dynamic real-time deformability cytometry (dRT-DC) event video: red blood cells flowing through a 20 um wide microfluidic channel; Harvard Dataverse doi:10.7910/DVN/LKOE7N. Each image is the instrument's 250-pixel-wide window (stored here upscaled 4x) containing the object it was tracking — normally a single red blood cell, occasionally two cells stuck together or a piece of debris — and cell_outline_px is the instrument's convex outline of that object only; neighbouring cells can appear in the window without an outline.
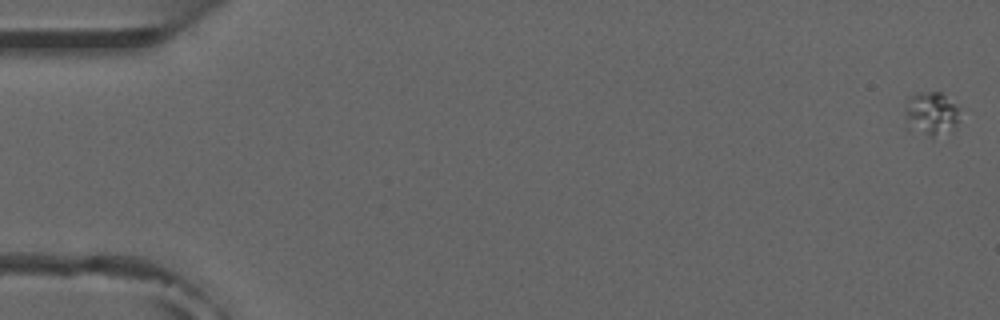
{"species": "common noctule bat (a hibernating species)", "species_latin": "Nyctalus noctula", "temperature_condition": "room temperature", "stored_images_in_passage": 54, "camera_frame_rate_fps": 3000, "um_per_image_px": 0.085, "animal": {"sex": "male", "forearm_length_mm": 52.5}, "frame": {"image": 1, "passage_image": 1, "time_ms": 0.0, "image_size_px": [1000, 320], "cell_outline_px": [[968, 108], [960, 120], [956, 124], [932, 136], [908, 128], [904, 112], [904, 108], [908, 96], [916, 92], [940, 92]], "centroid_in_image_um": [79.24, 9.55], "position_along_channel_um": 5.8, "area_um2": 14.45}}
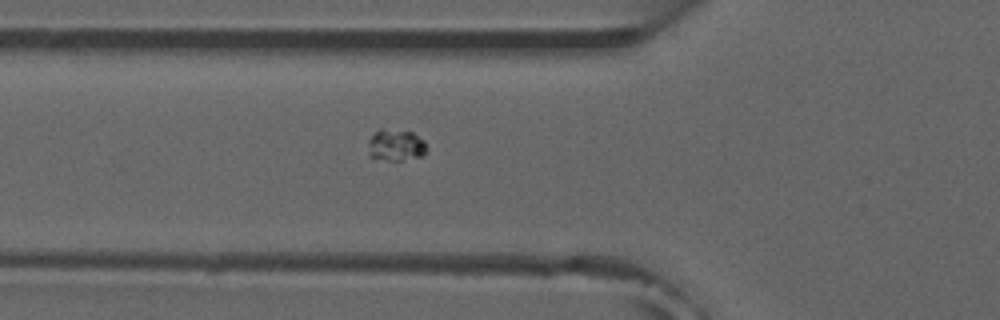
{"frame": {"image": 2, "passage_image": 20, "time_ms": 6.333, "image_size_px": [1000, 320], "cell_outline_px": [[428, 148], [424, 156], [400, 160], [372, 160], [368, 156], [368, 140], [380, 128], [412, 132], [424, 140]], "centroid_in_image_um": [33.63, 12.36], "position_along_channel_um": 92.2, "area_um2": 11.1}}
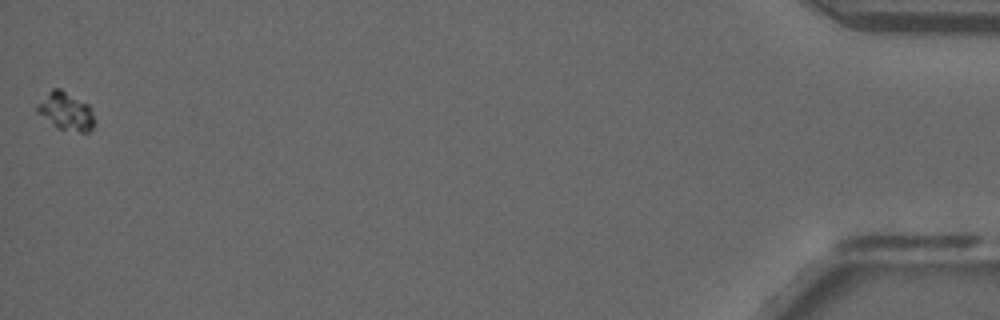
{"frame": {"image": 3, "passage_image": 54, "time_ms": 17.667, "image_size_px": [1000, 320], "cell_outline_px": [[96, 124], [88, 132], [80, 132], [56, 128], [36, 112], [36, 104], [52, 88], [60, 88], [88, 104], [92, 108], [96, 120]], "centroid_in_image_um": [5.62, 9.47], "position_along_channel_um": 429.6, "area_um2": 12.95}}